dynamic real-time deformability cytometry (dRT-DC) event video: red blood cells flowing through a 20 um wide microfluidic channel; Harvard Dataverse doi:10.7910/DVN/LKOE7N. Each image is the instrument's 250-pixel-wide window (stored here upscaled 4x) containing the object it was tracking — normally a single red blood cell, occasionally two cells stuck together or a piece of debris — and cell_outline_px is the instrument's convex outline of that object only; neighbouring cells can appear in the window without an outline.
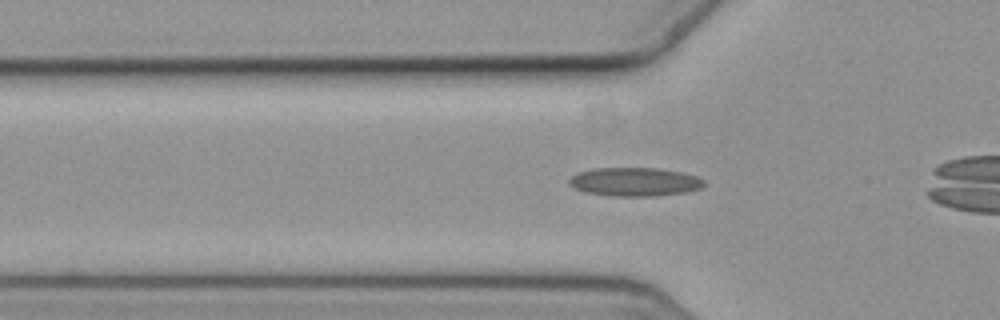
{"species": "common noctule bat (a hibernating species)", "species_latin": "Nyctalus noctula", "temperature_condition": "cold", "stored_images_in_passage": 32, "camera_frame_rate_fps": 3000, "um_per_image_px": 0.085, "animal": {"sex": "female", "body_mass_g": 19.3, "forearm_length_mm": 54.1}, "frame": {"image": 1, "passage_image": 5, "time_ms": 1.333, "image_size_px": [1000, 320], "cell_outline_px": [[704, 184], [700, 188], [684, 192], [656, 196], [612, 196], [584, 192], [568, 184], [568, 180], [572, 176], [580, 172], [596, 168], [656, 168], [680, 172], [696, 176], [704, 180]], "centroid_in_image_um": [53.93, 15.46], "position_along_channel_um": 71.9, "area_um2": 22.31}}
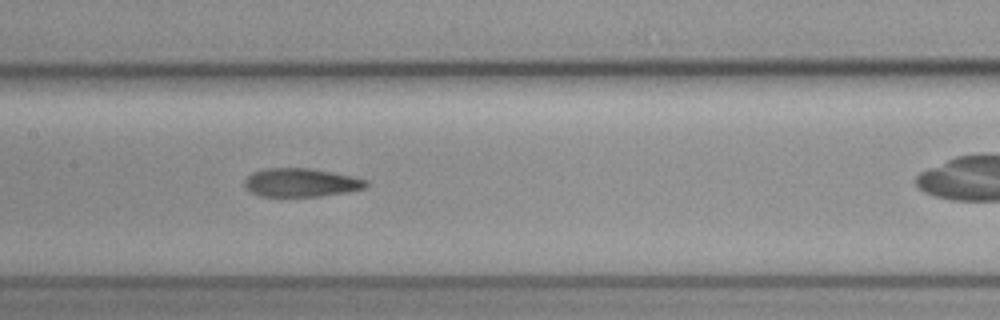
{"frame": {"image": 2, "passage_image": 14, "time_ms": 4.333, "image_size_px": [1000, 320], "cell_outline_px": [[368, 184], [364, 188], [348, 192], [320, 196], [260, 196], [252, 192], [244, 184], [244, 180], [252, 172], [268, 168], [308, 168], [332, 172], [352, 176], [368, 180]], "centroid_in_image_um": [25.6, 15.51], "position_along_channel_um": 181.8, "area_um2": 20.06}}
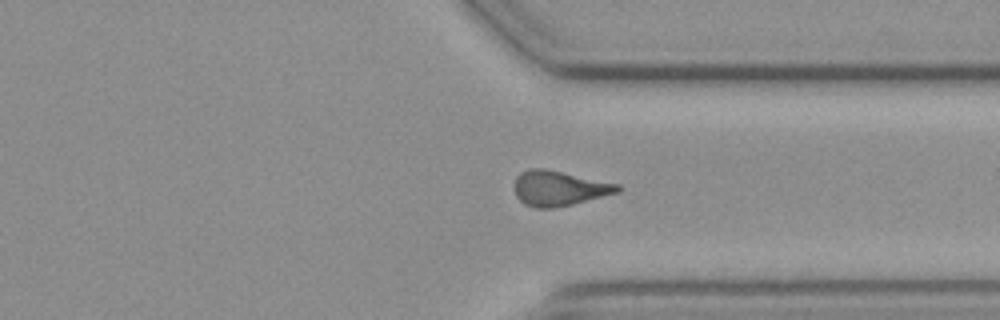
{"frame": {"image": 3, "passage_image": 29, "time_ms": 9.333, "image_size_px": [1000, 320], "cell_outline_px": [[620, 192], [572, 204], [552, 208], [536, 208], [524, 204], [516, 196], [516, 176], [520, 172], [532, 168], [544, 168], [620, 184]], "centroid_in_image_um": [47.53, 16.0], "position_along_channel_um": 363.9, "area_um2": 20.92}}